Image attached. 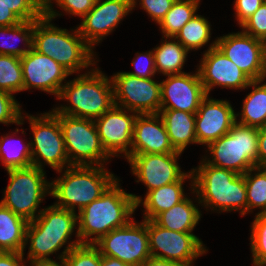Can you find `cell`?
<instances>
[{
  "mask_svg": "<svg viewBox=\"0 0 266 266\" xmlns=\"http://www.w3.org/2000/svg\"><path fill=\"white\" fill-rule=\"evenodd\" d=\"M0 90L12 95L23 91V73L19 57L0 54Z\"/></svg>",
  "mask_w": 266,
  "mask_h": 266,
  "instance_id": "obj_34",
  "label": "cell"
},
{
  "mask_svg": "<svg viewBox=\"0 0 266 266\" xmlns=\"http://www.w3.org/2000/svg\"><path fill=\"white\" fill-rule=\"evenodd\" d=\"M265 0H235L234 10L239 27L253 15Z\"/></svg>",
  "mask_w": 266,
  "mask_h": 266,
  "instance_id": "obj_43",
  "label": "cell"
},
{
  "mask_svg": "<svg viewBox=\"0 0 266 266\" xmlns=\"http://www.w3.org/2000/svg\"><path fill=\"white\" fill-rule=\"evenodd\" d=\"M197 205L187 196L169 210L158 214L153 221L168 230L192 233L202 215Z\"/></svg>",
  "mask_w": 266,
  "mask_h": 266,
  "instance_id": "obj_25",
  "label": "cell"
},
{
  "mask_svg": "<svg viewBox=\"0 0 266 266\" xmlns=\"http://www.w3.org/2000/svg\"><path fill=\"white\" fill-rule=\"evenodd\" d=\"M257 167L266 168V125L258 128Z\"/></svg>",
  "mask_w": 266,
  "mask_h": 266,
  "instance_id": "obj_45",
  "label": "cell"
},
{
  "mask_svg": "<svg viewBox=\"0 0 266 266\" xmlns=\"http://www.w3.org/2000/svg\"><path fill=\"white\" fill-rule=\"evenodd\" d=\"M199 62L197 71L207 95L216 86L243 91L248 89L247 86L252 81L216 46V39L203 53Z\"/></svg>",
  "mask_w": 266,
  "mask_h": 266,
  "instance_id": "obj_14",
  "label": "cell"
},
{
  "mask_svg": "<svg viewBox=\"0 0 266 266\" xmlns=\"http://www.w3.org/2000/svg\"><path fill=\"white\" fill-rule=\"evenodd\" d=\"M254 172V173H253ZM246 182L247 213L266 214V168L253 167L243 174Z\"/></svg>",
  "mask_w": 266,
  "mask_h": 266,
  "instance_id": "obj_33",
  "label": "cell"
},
{
  "mask_svg": "<svg viewBox=\"0 0 266 266\" xmlns=\"http://www.w3.org/2000/svg\"><path fill=\"white\" fill-rule=\"evenodd\" d=\"M51 22L52 19L45 14L34 21L33 48L36 51L53 58L71 75L79 74L83 69L89 71V67L97 64V54L80 35L77 27L69 32Z\"/></svg>",
  "mask_w": 266,
  "mask_h": 266,
  "instance_id": "obj_5",
  "label": "cell"
},
{
  "mask_svg": "<svg viewBox=\"0 0 266 266\" xmlns=\"http://www.w3.org/2000/svg\"><path fill=\"white\" fill-rule=\"evenodd\" d=\"M115 105L138 114H159L161 84L153 78H140L126 72L112 75Z\"/></svg>",
  "mask_w": 266,
  "mask_h": 266,
  "instance_id": "obj_13",
  "label": "cell"
},
{
  "mask_svg": "<svg viewBox=\"0 0 266 266\" xmlns=\"http://www.w3.org/2000/svg\"><path fill=\"white\" fill-rule=\"evenodd\" d=\"M177 152L159 114H138L134 124L131 155Z\"/></svg>",
  "mask_w": 266,
  "mask_h": 266,
  "instance_id": "obj_22",
  "label": "cell"
},
{
  "mask_svg": "<svg viewBox=\"0 0 266 266\" xmlns=\"http://www.w3.org/2000/svg\"><path fill=\"white\" fill-rule=\"evenodd\" d=\"M15 143L17 142L10 133L0 137V160L5 170L32 166L30 142L24 143L21 140L20 143Z\"/></svg>",
  "mask_w": 266,
  "mask_h": 266,
  "instance_id": "obj_32",
  "label": "cell"
},
{
  "mask_svg": "<svg viewBox=\"0 0 266 266\" xmlns=\"http://www.w3.org/2000/svg\"><path fill=\"white\" fill-rule=\"evenodd\" d=\"M21 20L6 6L0 3V26L17 25Z\"/></svg>",
  "mask_w": 266,
  "mask_h": 266,
  "instance_id": "obj_46",
  "label": "cell"
},
{
  "mask_svg": "<svg viewBox=\"0 0 266 266\" xmlns=\"http://www.w3.org/2000/svg\"><path fill=\"white\" fill-rule=\"evenodd\" d=\"M21 21H36L45 14V5L40 0H0Z\"/></svg>",
  "mask_w": 266,
  "mask_h": 266,
  "instance_id": "obj_37",
  "label": "cell"
},
{
  "mask_svg": "<svg viewBox=\"0 0 266 266\" xmlns=\"http://www.w3.org/2000/svg\"><path fill=\"white\" fill-rule=\"evenodd\" d=\"M240 27L244 33L254 38H266V2L264 1Z\"/></svg>",
  "mask_w": 266,
  "mask_h": 266,
  "instance_id": "obj_40",
  "label": "cell"
},
{
  "mask_svg": "<svg viewBox=\"0 0 266 266\" xmlns=\"http://www.w3.org/2000/svg\"><path fill=\"white\" fill-rule=\"evenodd\" d=\"M44 5H46L48 2H49V0H40Z\"/></svg>",
  "mask_w": 266,
  "mask_h": 266,
  "instance_id": "obj_51",
  "label": "cell"
},
{
  "mask_svg": "<svg viewBox=\"0 0 266 266\" xmlns=\"http://www.w3.org/2000/svg\"><path fill=\"white\" fill-rule=\"evenodd\" d=\"M265 79L266 78L261 80H253L247 86L248 88L252 87L253 90H251V92L248 93L245 99L243 100L241 113H235L237 123L257 128L266 125ZM237 117L240 119H238Z\"/></svg>",
  "mask_w": 266,
  "mask_h": 266,
  "instance_id": "obj_28",
  "label": "cell"
},
{
  "mask_svg": "<svg viewBox=\"0 0 266 266\" xmlns=\"http://www.w3.org/2000/svg\"><path fill=\"white\" fill-rule=\"evenodd\" d=\"M66 266H101L100 250L93 244H81L64 258Z\"/></svg>",
  "mask_w": 266,
  "mask_h": 266,
  "instance_id": "obj_38",
  "label": "cell"
},
{
  "mask_svg": "<svg viewBox=\"0 0 266 266\" xmlns=\"http://www.w3.org/2000/svg\"><path fill=\"white\" fill-rule=\"evenodd\" d=\"M70 165L105 166L112 159L102 146L92 119L58 114Z\"/></svg>",
  "mask_w": 266,
  "mask_h": 266,
  "instance_id": "obj_10",
  "label": "cell"
},
{
  "mask_svg": "<svg viewBox=\"0 0 266 266\" xmlns=\"http://www.w3.org/2000/svg\"><path fill=\"white\" fill-rule=\"evenodd\" d=\"M193 188L191 193L199 206L222 212L239 211L247 214L246 182L243 174L208 164L204 159L192 168Z\"/></svg>",
  "mask_w": 266,
  "mask_h": 266,
  "instance_id": "obj_2",
  "label": "cell"
},
{
  "mask_svg": "<svg viewBox=\"0 0 266 266\" xmlns=\"http://www.w3.org/2000/svg\"><path fill=\"white\" fill-rule=\"evenodd\" d=\"M162 40L159 46L153 48L157 73L164 76L186 73L182 69L189 51L174 37L162 36Z\"/></svg>",
  "mask_w": 266,
  "mask_h": 266,
  "instance_id": "obj_27",
  "label": "cell"
},
{
  "mask_svg": "<svg viewBox=\"0 0 266 266\" xmlns=\"http://www.w3.org/2000/svg\"><path fill=\"white\" fill-rule=\"evenodd\" d=\"M201 0H175L171 9L159 22L162 36L175 37L180 29L196 15Z\"/></svg>",
  "mask_w": 266,
  "mask_h": 266,
  "instance_id": "obj_30",
  "label": "cell"
},
{
  "mask_svg": "<svg viewBox=\"0 0 266 266\" xmlns=\"http://www.w3.org/2000/svg\"><path fill=\"white\" fill-rule=\"evenodd\" d=\"M24 255L25 252L0 251V266H27V260Z\"/></svg>",
  "mask_w": 266,
  "mask_h": 266,
  "instance_id": "obj_44",
  "label": "cell"
},
{
  "mask_svg": "<svg viewBox=\"0 0 266 266\" xmlns=\"http://www.w3.org/2000/svg\"><path fill=\"white\" fill-rule=\"evenodd\" d=\"M101 266H134V265L124 263L123 261H120L119 259L113 257L101 255Z\"/></svg>",
  "mask_w": 266,
  "mask_h": 266,
  "instance_id": "obj_49",
  "label": "cell"
},
{
  "mask_svg": "<svg viewBox=\"0 0 266 266\" xmlns=\"http://www.w3.org/2000/svg\"><path fill=\"white\" fill-rule=\"evenodd\" d=\"M132 12V0H96L77 26L80 35L94 49Z\"/></svg>",
  "mask_w": 266,
  "mask_h": 266,
  "instance_id": "obj_16",
  "label": "cell"
},
{
  "mask_svg": "<svg viewBox=\"0 0 266 266\" xmlns=\"http://www.w3.org/2000/svg\"><path fill=\"white\" fill-rule=\"evenodd\" d=\"M204 17L198 14L194 15L174 37L189 52L201 49V47L205 46L211 40L212 25Z\"/></svg>",
  "mask_w": 266,
  "mask_h": 266,
  "instance_id": "obj_31",
  "label": "cell"
},
{
  "mask_svg": "<svg viewBox=\"0 0 266 266\" xmlns=\"http://www.w3.org/2000/svg\"><path fill=\"white\" fill-rule=\"evenodd\" d=\"M174 2L175 0H132V10L138 4L151 17L152 21L159 24Z\"/></svg>",
  "mask_w": 266,
  "mask_h": 266,
  "instance_id": "obj_41",
  "label": "cell"
},
{
  "mask_svg": "<svg viewBox=\"0 0 266 266\" xmlns=\"http://www.w3.org/2000/svg\"><path fill=\"white\" fill-rule=\"evenodd\" d=\"M6 171L9 183L0 203L28 222L33 221L43 210L39 205L50 195L51 181L46 180L44 170L33 165Z\"/></svg>",
  "mask_w": 266,
  "mask_h": 266,
  "instance_id": "obj_8",
  "label": "cell"
},
{
  "mask_svg": "<svg viewBox=\"0 0 266 266\" xmlns=\"http://www.w3.org/2000/svg\"><path fill=\"white\" fill-rule=\"evenodd\" d=\"M161 84L160 109H174L196 113L201 101L207 96L199 73L168 75Z\"/></svg>",
  "mask_w": 266,
  "mask_h": 266,
  "instance_id": "obj_20",
  "label": "cell"
},
{
  "mask_svg": "<svg viewBox=\"0 0 266 266\" xmlns=\"http://www.w3.org/2000/svg\"><path fill=\"white\" fill-rule=\"evenodd\" d=\"M147 232L152 257L194 266V260L208 252L202 240L193 233L168 230L153 220H147Z\"/></svg>",
  "mask_w": 266,
  "mask_h": 266,
  "instance_id": "obj_12",
  "label": "cell"
},
{
  "mask_svg": "<svg viewBox=\"0 0 266 266\" xmlns=\"http://www.w3.org/2000/svg\"><path fill=\"white\" fill-rule=\"evenodd\" d=\"M28 221L0 203V251L23 253Z\"/></svg>",
  "mask_w": 266,
  "mask_h": 266,
  "instance_id": "obj_26",
  "label": "cell"
},
{
  "mask_svg": "<svg viewBox=\"0 0 266 266\" xmlns=\"http://www.w3.org/2000/svg\"><path fill=\"white\" fill-rule=\"evenodd\" d=\"M186 179L191 180V184L189 185L193 188V173L192 170H190L180 180L146 192L143 198L144 200L141 196L132 194L136 203V208H138L139 205H143V208H145L143 209V219L153 220L158 214L169 210L174 205L184 200L188 196L183 189Z\"/></svg>",
  "mask_w": 266,
  "mask_h": 266,
  "instance_id": "obj_23",
  "label": "cell"
},
{
  "mask_svg": "<svg viewBox=\"0 0 266 266\" xmlns=\"http://www.w3.org/2000/svg\"><path fill=\"white\" fill-rule=\"evenodd\" d=\"M77 213L60 208L54 204L43 208L40 214L28 223L25 237V248L28 246L27 262L51 260L50 255L61 248L64 250L57 259L65 255L74 247L81 245L78 236ZM75 232L76 240H71ZM70 241V242H69Z\"/></svg>",
  "mask_w": 266,
  "mask_h": 266,
  "instance_id": "obj_1",
  "label": "cell"
},
{
  "mask_svg": "<svg viewBox=\"0 0 266 266\" xmlns=\"http://www.w3.org/2000/svg\"><path fill=\"white\" fill-rule=\"evenodd\" d=\"M181 152L166 154L130 155L127 162L137 183L142 182L147 192L180 180L187 172L181 171L178 163Z\"/></svg>",
  "mask_w": 266,
  "mask_h": 266,
  "instance_id": "obj_17",
  "label": "cell"
},
{
  "mask_svg": "<svg viewBox=\"0 0 266 266\" xmlns=\"http://www.w3.org/2000/svg\"><path fill=\"white\" fill-rule=\"evenodd\" d=\"M216 46L252 81L266 78L260 39L238 31L217 37Z\"/></svg>",
  "mask_w": 266,
  "mask_h": 266,
  "instance_id": "obj_19",
  "label": "cell"
},
{
  "mask_svg": "<svg viewBox=\"0 0 266 266\" xmlns=\"http://www.w3.org/2000/svg\"><path fill=\"white\" fill-rule=\"evenodd\" d=\"M33 32L34 21H21L19 24L13 26H0V36H7L0 43V54L22 58L33 48ZM11 39L12 41H22L25 48L16 47L13 44L14 42H10Z\"/></svg>",
  "mask_w": 266,
  "mask_h": 266,
  "instance_id": "obj_29",
  "label": "cell"
},
{
  "mask_svg": "<svg viewBox=\"0 0 266 266\" xmlns=\"http://www.w3.org/2000/svg\"><path fill=\"white\" fill-rule=\"evenodd\" d=\"M20 105L14 95L0 90V123L22 125L20 118L23 111Z\"/></svg>",
  "mask_w": 266,
  "mask_h": 266,
  "instance_id": "obj_39",
  "label": "cell"
},
{
  "mask_svg": "<svg viewBox=\"0 0 266 266\" xmlns=\"http://www.w3.org/2000/svg\"><path fill=\"white\" fill-rule=\"evenodd\" d=\"M137 115L136 112L114 105L94 120L102 146L112 158L125 155L123 157L127 159L131 155Z\"/></svg>",
  "mask_w": 266,
  "mask_h": 266,
  "instance_id": "obj_15",
  "label": "cell"
},
{
  "mask_svg": "<svg viewBox=\"0 0 266 266\" xmlns=\"http://www.w3.org/2000/svg\"><path fill=\"white\" fill-rule=\"evenodd\" d=\"M207 147L210 156L203 159L208 164L244 174L257 167L258 128L235 122L227 134Z\"/></svg>",
  "mask_w": 266,
  "mask_h": 266,
  "instance_id": "obj_7",
  "label": "cell"
},
{
  "mask_svg": "<svg viewBox=\"0 0 266 266\" xmlns=\"http://www.w3.org/2000/svg\"><path fill=\"white\" fill-rule=\"evenodd\" d=\"M112 183L96 200L77 213L78 236L81 244H95L113 229L126 226L132 219L136 203L132 193Z\"/></svg>",
  "mask_w": 266,
  "mask_h": 266,
  "instance_id": "obj_3",
  "label": "cell"
},
{
  "mask_svg": "<svg viewBox=\"0 0 266 266\" xmlns=\"http://www.w3.org/2000/svg\"><path fill=\"white\" fill-rule=\"evenodd\" d=\"M140 266H187L176 261L161 259L150 256Z\"/></svg>",
  "mask_w": 266,
  "mask_h": 266,
  "instance_id": "obj_47",
  "label": "cell"
},
{
  "mask_svg": "<svg viewBox=\"0 0 266 266\" xmlns=\"http://www.w3.org/2000/svg\"><path fill=\"white\" fill-rule=\"evenodd\" d=\"M250 249L253 266H266V214H256L252 221Z\"/></svg>",
  "mask_w": 266,
  "mask_h": 266,
  "instance_id": "obj_35",
  "label": "cell"
},
{
  "mask_svg": "<svg viewBox=\"0 0 266 266\" xmlns=\"http://www.w3.org/2000/svg\"><path fill=\"white\" fill-rule=\"evenodd\" d=\"M102 256L140 266L151 256L147 220L140 223L132 219L126 226L113 229L94 244Z\"/></svg>",
  "mask_w": 266,
  "mask_h": 266,
  "instance_id": "obj_11",
  "label": "cell"
},
{
  "mask_svg": "<svg viewBox=\"0 0 266 266\" xmlns=\"http://www.w3.org/2000/svg\"><path fill=\"white\" fill-rule=\"evenodd\" d=\"M57 173L62 174L51 181L50 196L57 199L55 206L73 212L99 198L118 179L105 166L71 165Z\"/></svg>",
  "mask_w": 266,
  "mask_h": 266,
  "instance_id": "obj_6",
  "label": "cell"
},
{
  "mask_svg": "<svg viewBox=\"0 0 266 266\" xmlns=\"http://www.w3.org/2000/svg\"><path fill=\"white\" fill-rule=\"evenodd\" d=\"M236 112L227 100L207 95L195 113V133L199 145L208 146L227 134L236 122Z\"/></svg>",
  "mask_w": 266,
  "mask_h": 266,
  "instance_id": "obj_21",
  "label": "cell"
},
{
  "mask_svg": "<svg viewBox=\"0 0 266 266\" xmlns=\"http://www.w3.org/2000/svg\"><path fill=\"white\" fill-rule=\"evenodd\" d=\"M27 263L30 264L29 266H66L64 258L59 259V262L51 259V260L32 261Z\"/></svg>",
  "mask_w": 266,
  "mask_h": 266,
  "instance_id": "obj_48",
  "label": "cell"
},
{
  "mask_svg": "<svg viewBox=\"0 0 266 266\" xmlns=\"http://www.w3.org/2000/svg\"><path fill=\"white\" fill-rule=\"evenodd\" d=\"M170 142L178 152H184L189 144H198L195 133V113L174 109H160Z\"/></svg>",
  "mask_w": 266,
  "mask_h": 266,
  "instance_id": "obj_24",
  "label": "cell"
},
{
  "mask_svg": "<svg viewBox=\"0 0 266 266\" xmlns=\"http://www.w3.org/2000/svg\"><path fill=\"white\" fill-rule=\"evenodd\" d=\"M23 73V91L38 89L58 97L66 78L71 74L53 58L32 48L20 58ZM64 81V83H63Z\"/></svg>",
  "mask_w": 266,
  "mask_h": 266,
  "instance_id": "obj_18",
  "label": "cell"
},
{
  "mask_svg": "<svg viewBox=\"0 0 266 266\" xmlns=\"http://www.w3.org/2000/svg\"><path fill=\"white\" fill-rule=\"evenodd\" d=\"M66 12V15H74L83 18L94 6L96 0H49L45 5V15L54 20L62 14L54 10L53 3Z\"/></svg>",
  "mask_w": 266,
  "mask_h": 266,
  "instance_id": "obj_36",
  "label": "cell"
},
{
  "mask_svg": "<svg viewBox=\"0 0 266 266\" xmlns=\"http://www.w3.org/2000/svg\"><path fill=\"white\" fill-rule=\"evenodd\" d=\"M23 115L24 112L21 114L20 123L23 125L25 118L29 120L33 134L30 141L32 165L42 170L45 165H48L56 172L71 166L65 150L58 114L51 110L36 117L28 113Z\"/></svg>",
  "mask_w": 266,
  "mask_h": 266,
  "instance_id": "obj_9",
  "label": "cell"
},
{
  "mask_svg": "<svg viewBox=\"0 0 266 266\" xmlns=\"http://www.w3.org/2000/svg\"><path fill=\"white\" fill-rule=\"evenodd\" d=\"M136 57L132 61V65L136 69L134 72H126L129 75L140 78H153L157 73L155 68V60L153 49L145 53H136Z\"/></svg>",
  "mask_w": 266,
  "mask_h": 266,
  "instance_id": "obj_42",
  "label": "cell"
},
{
  "mask_svg": "<svg viewBox=\"0 0 266 266\" xmlns=\"http://www.w3.org/2000/svg\"><path fill=\"white\" fill-rule=\"evenodd\" d=\"M99 69L93 67L67 81L56 99L67 100L69 105L52 110L57 114L95 120L111 109L115 105L113 84Z\"/></svg>",
  "mask_w": 266,
  "mask_h": 266,
  "instance_id": "obj_4",
  "label": "cell"
},
{
  "mask_svg": "<svg viewBox=\"0 0 266 266\" xmlns=\"http://www.w3.org/2000/svg\"><path fill=\"white\" fill-rule=\"evenodd\" d=\"M262 46V64L266 72V38L260 40Z\"/></svg>",
  "mask_w": 266,
  "mask_h": 266,
  "instance_id": "obj_50",
  "label": "cell"
}]
</instances>
